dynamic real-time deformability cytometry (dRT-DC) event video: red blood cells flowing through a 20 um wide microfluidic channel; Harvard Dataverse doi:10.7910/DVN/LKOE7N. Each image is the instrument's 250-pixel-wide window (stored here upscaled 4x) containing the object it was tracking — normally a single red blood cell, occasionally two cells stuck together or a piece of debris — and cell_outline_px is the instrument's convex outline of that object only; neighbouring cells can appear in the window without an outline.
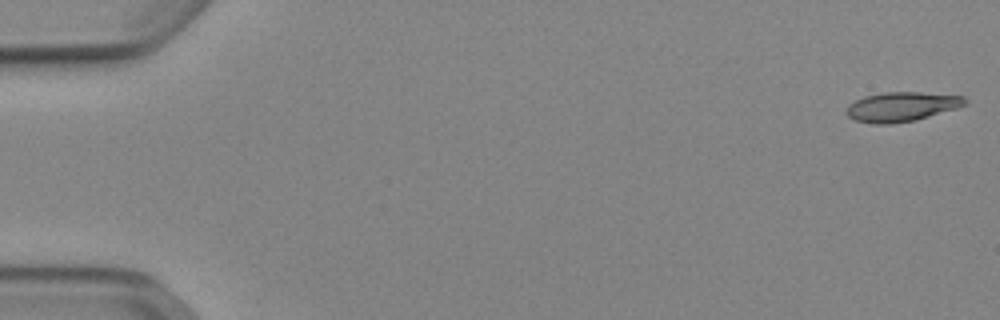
{"species": "Egyptian fruit bat (a non-hibernating species)", "species_latin": "Rousettus aegyptiacus", "temperature_condition": "cold", "stored_images_in_passage": 10, "camera_frame_rate_fps": 3000, "um_per_image_px": 0.085, "animal": {"sex": "female"}, "frame": {"image": 1, "passage_image": 1, "time_ms": 0.0, "image_size_px": [1000, 320], "cell_outline_px": [[968, 104], [956, 108], [916, 120], [888, 124], [872, 124], [856, 120], [848, 116], [844, 112], [848, 104], [864, 96], [884, 92], [920, 92], [964, 96], [968, 100]], "centroid_in_image_um": [76.63, 9.07], "position_along_channel_um": 8.4, "area_um2": 20.46}}